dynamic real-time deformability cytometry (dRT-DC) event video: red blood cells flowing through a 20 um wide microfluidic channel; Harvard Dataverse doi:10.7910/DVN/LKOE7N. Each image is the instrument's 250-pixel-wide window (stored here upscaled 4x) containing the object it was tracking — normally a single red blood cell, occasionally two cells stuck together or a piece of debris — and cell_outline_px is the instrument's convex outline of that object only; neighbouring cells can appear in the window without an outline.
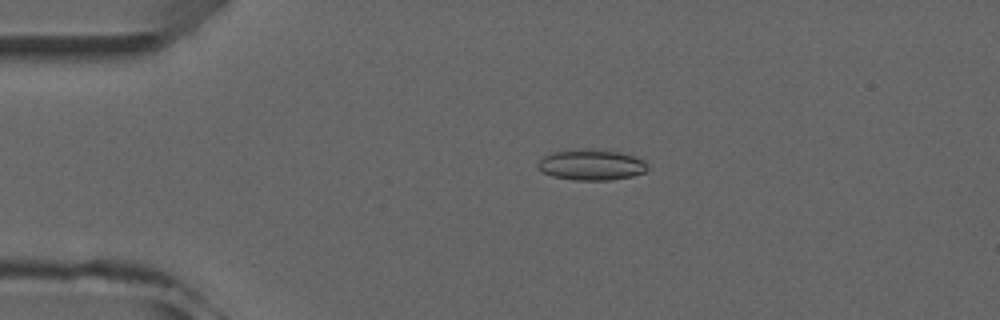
{"species": "common noctule bat (a hibernating species)", "species_latin": "Nyctalus noctula", "temperature_condition": "room temperature", "stored_images_in_passage": 4, "camera_frame_rate_fps": 3000, "um_per_image_px": 0.085, "animal": {"sex": "male", "forearm_length_mm": 52.5}, "frame": {"image": 1, "passage_image": 3, "time_ms": 2.333, "image_size_px": [1000, 320], "cell_outline_px": [[648, 168], [644, 172], [632, 176], [612, 180], [576, 180], [552, 176], [544, 172], [536, 164], [544, 156], [552, 152], [592, 148], [620, 152], [644, 160], [648, 164]], "centroid_in_image_um": [50.29, 14.01], "position_along_channel_um": 34.7, "area_um2": 19.59}}